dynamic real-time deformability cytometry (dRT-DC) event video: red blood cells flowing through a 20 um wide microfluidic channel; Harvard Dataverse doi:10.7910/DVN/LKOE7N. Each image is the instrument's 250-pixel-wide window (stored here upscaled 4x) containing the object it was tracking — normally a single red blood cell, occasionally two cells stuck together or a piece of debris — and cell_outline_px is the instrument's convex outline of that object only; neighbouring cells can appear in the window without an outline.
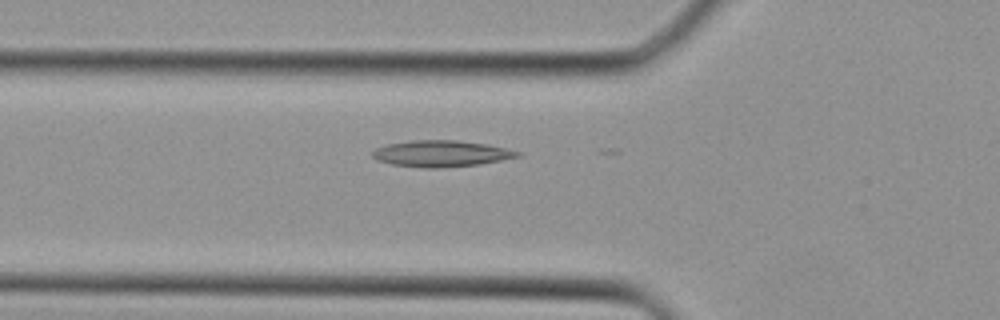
{"species": "Egyptian fruit bat (a non-hibernating species)", "species_latin": "Rousettus aegyptiacus", "temperature_condition": "cold", "stored_images_in_passage": 15, "camera_frame_rate_fps": 3000, "um_per_image_px": 0.085, "animal": {"sex": "female"}, "frame": {"image": 1, "passage_image": 4, "time_ms": 1.0, "image_size_px": [1000, 320], "cell_outline_px": [[520, 156], [480, 164], [440, 168], [420, 168], [392, 164], [376, 160], [372, 156], [372, 152], [376, 148], [388, 144], [412, 140], [456, 140], [488, 144], [520, 152]], "centroid_in_image_um": [37.46, 13.06], "position_along_channel_um": 88.3, "area_um2": 22.2}}
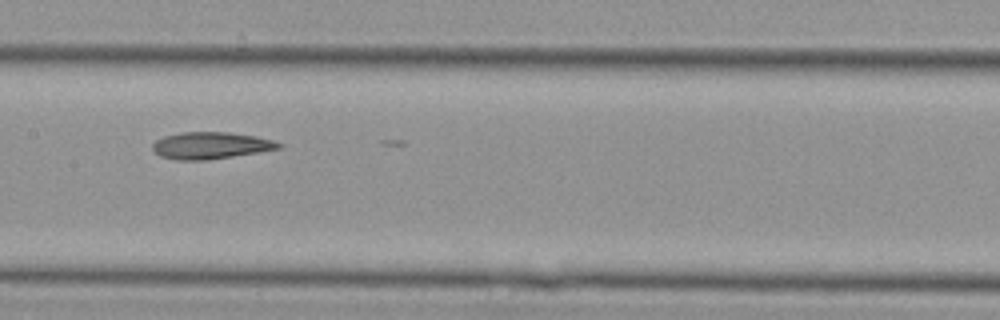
{"frame": {"image": 2, "passage_image": 10, "time_ms": 3.0, "image_size_px": [1000, 320], "cell_outline_px": [[284, 148], [260, 152], [204, 160], [176, 160], [160, 156], [152, 148], [152, 144], [156, 140], [164, 136], [180, 132], [228, 132], [256, 136], [272, 140], [284, 144]], "centroid_in_image_um": [17.94, 12.36], "position_along_channel_um": 189.5, "area_um2": 19.83}}
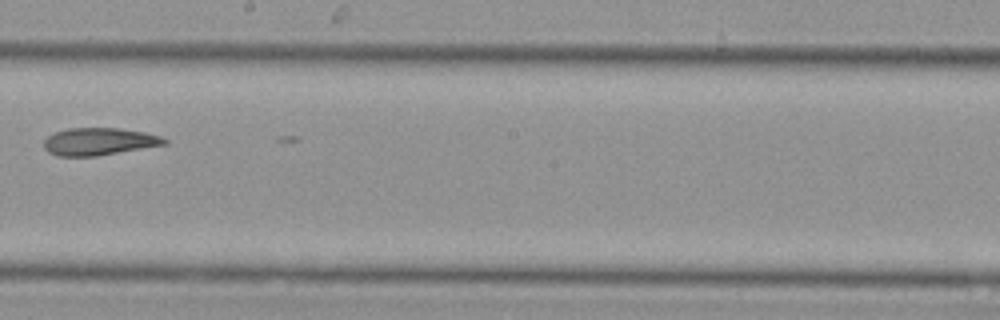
{"frame": {"image": 3, "passage_image": 13, "time_ms": 4.0, "image_size_px": [1000, 320], "cell_outline_px": [[168, 144], [96, 156], [56, 156], [48, 152], [44, 148], [44, 140], [48, 136], [56, 132], [68, 128], [120, 128], [144, 132], [160, 136], [168, 140]], "centroid_in_image_um": [8.42, 12.03], "position_along_channel_um": 239.8, "area_um2": 19.25}}